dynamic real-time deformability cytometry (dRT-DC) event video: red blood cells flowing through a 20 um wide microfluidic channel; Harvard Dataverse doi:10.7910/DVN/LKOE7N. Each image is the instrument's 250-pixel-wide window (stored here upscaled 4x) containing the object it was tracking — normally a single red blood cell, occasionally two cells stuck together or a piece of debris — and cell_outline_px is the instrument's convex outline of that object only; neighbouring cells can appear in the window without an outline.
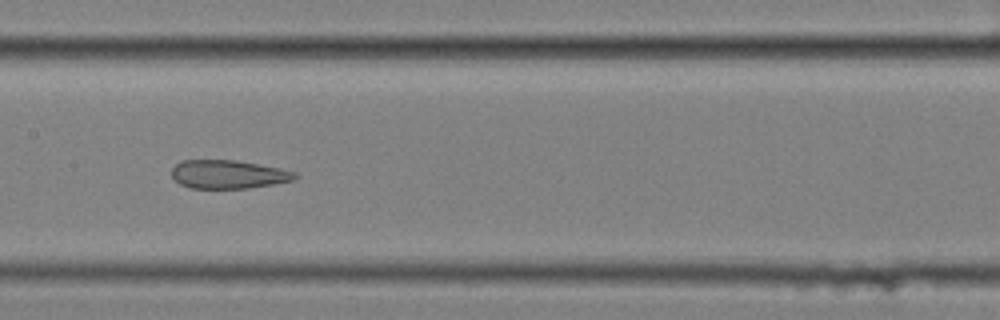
{"species": "common noctule bat (a hibernating species)", "species_latin": "Nyctalus noctula", "temperature_condition": "cold", "stored_images_in_passage": 9, "camera_frame_rate_fps": 3000, "um_per_image_px": 0.085, "animal": {"sex": "female", "body_mass_g": 25.1}, "frame": {"image": 1, "passage_image": 8, "time_ms": 2.333, "image_size_px": [1000, 320], "cell_outline_px": [[300, 176], [296, 180], [248, 188], [192, 188], [180, 184], [172, 176], [172, 168], [180, 160], [236, 160], [280, 168], [296, 172]], "centroid_in_image_um": [19.43, 14.81], "position_along_channel_um": 188.0, "area_um2": 20.52}}
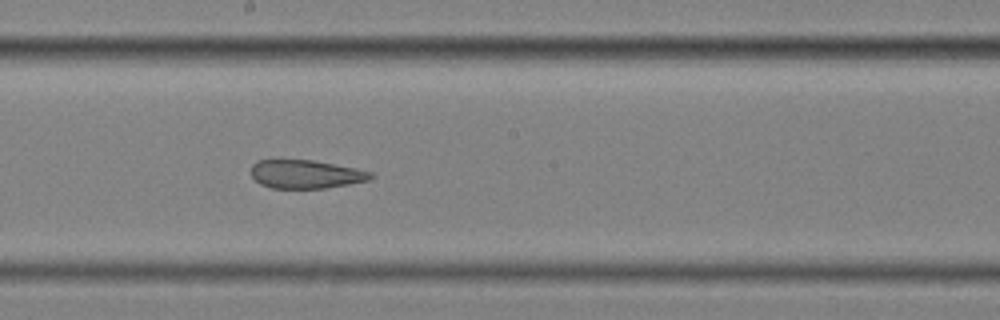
{"frame": {"image": 2, "passage_image": 9, "time_ms": 2.667, "image_size_px": [1000, 320], "cell_outline_px": [[376, 176], [368, 180], [348, 184], [324, 188], [272, 188], [260, 184], [252, 176], [252, 164], [260, 160], [312, 160], [356, 168], [372, 172]], "centroid_in_image_um": [26.01, 14.8], "position_along_channel_um": 222.2, "area_um2": 19.71}}